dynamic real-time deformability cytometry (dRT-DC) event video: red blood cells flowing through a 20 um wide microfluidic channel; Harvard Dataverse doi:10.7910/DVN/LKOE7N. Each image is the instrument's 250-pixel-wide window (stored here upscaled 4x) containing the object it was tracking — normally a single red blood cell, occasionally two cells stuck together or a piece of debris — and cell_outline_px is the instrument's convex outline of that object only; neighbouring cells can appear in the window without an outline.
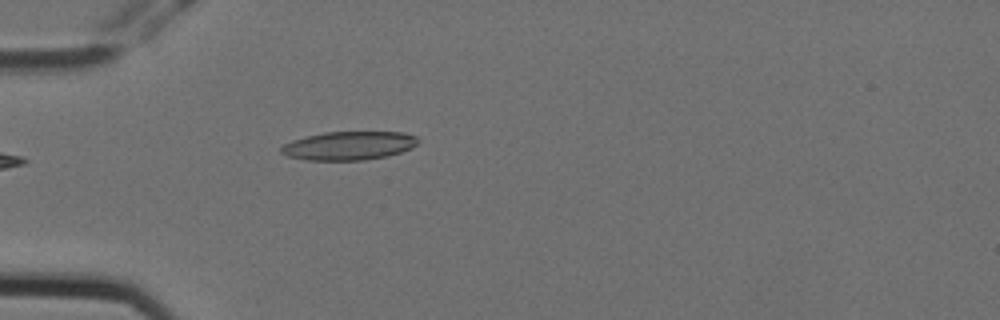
{"species": "Egyptian fruit bat (a non-hibernating species)", "species_latin": "Rousettus aegyptiacus", "temperature_condition": "cold", "stored_images_in_passage": 5, "camera_frame_rate_fps": 3000, "um_per_image_px": 0.085, "animal": {"sex": "female"}, "frame": {"image": 1, "passage_image": 5, "time_ms": 1.333, "image_size_px": [1000, 320], "cell_outline_px": [[420, 140], [412, 148], [388, 156], [364, 160], [308, 160], [288, 156], [280, 152], [280, 148], [284, 144], [292, 140], [324, 132], [404, 132], [416, 136]], "centroid_in_image_um": [29.67, 12.38], "position_along_channel_um": 55.3, "area_um2": 22.77}}